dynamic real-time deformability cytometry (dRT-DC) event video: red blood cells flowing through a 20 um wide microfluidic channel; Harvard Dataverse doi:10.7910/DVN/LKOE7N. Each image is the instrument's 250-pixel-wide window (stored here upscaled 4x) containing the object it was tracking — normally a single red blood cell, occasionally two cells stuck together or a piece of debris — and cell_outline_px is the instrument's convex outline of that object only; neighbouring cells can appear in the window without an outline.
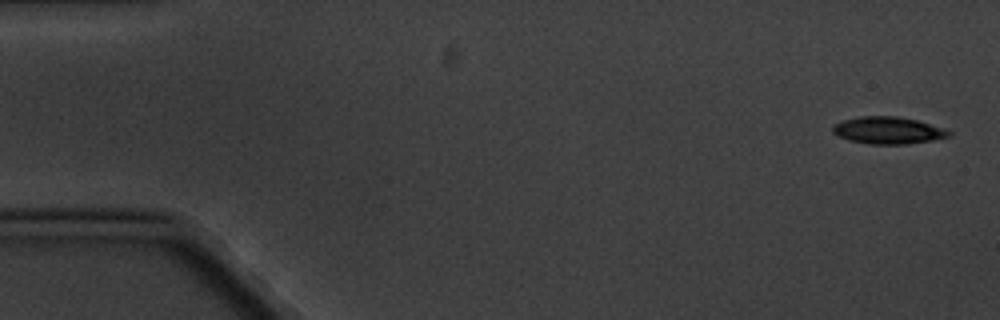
{"species": "common noctule bat (a hibernating species)", "species_latin": "Nyctalus noctula", "temperature_condition": "cold", "stored_images_in_passage": 5, "camera_frame_rate_fps": 3000, "um_per_image_px": 0.085, "animal": {"sex": "male", "body_mass_g": 20.1, "forearm_length_mm": 53.5}, "frame": {"image": 1, "passage_image": 1, "time_ms": 0.0, "image_size_px": [1000, 320], "cell_outline_px": [[952, 132], [948, 136], [932, 140], [908, 144], [868, 144], [848, 140], [832, 132], [832, 124], [844, 120], [860, 116], [896, 116], [916, 120]], "centroid_in_image_um": [75.41, 11.08], "position_along_channel_um": 9.6, "area_um2": 18.09}}
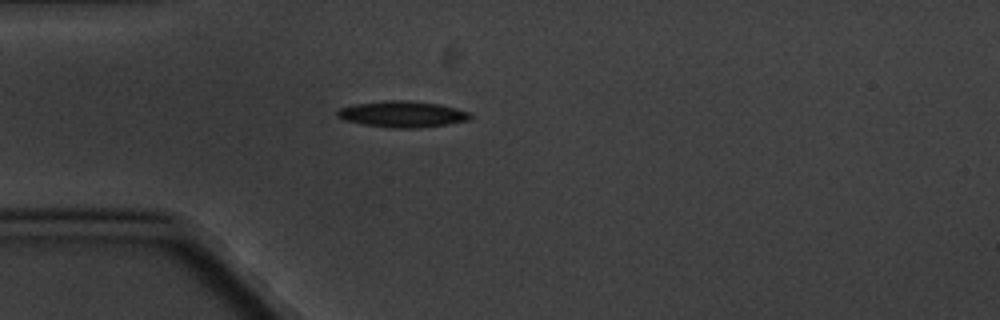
{"frame": {"image": 2, "passage_image": 5, "time_ms": 4.667, "image_size_px": [1000, 320], "cell_outline_px": [[472, 116], [468, 120], [448, 124], [416, 128], [392, 128], [364, 124], [344, 120], [336, 116], [336, 112], [340, 108], [356, 104], [384, 100], [404, 100], [440, 104], [472, 112]], "centroid_in_image_um": [34.22, 9.7], "position_along_channel_um": 50.8, "area_um2": 20.29}}